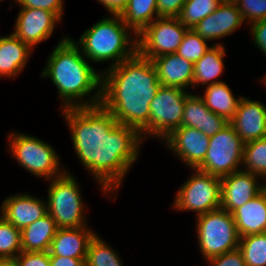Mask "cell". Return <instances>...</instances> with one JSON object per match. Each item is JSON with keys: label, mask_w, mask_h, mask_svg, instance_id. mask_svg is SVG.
Returning a JSON list of instances; mask_svg holds the SVG:
<instances>
[{"label": "cell", "mask_w": 266, "mask_h": 266, "mask_svg": "<svg viewBox=\"0 0 266 266\" xmlns=\"http://www.w3.org/2000/svg\"><path fill=\"white\" fill-rule=\"evenodd\" d=\"M76 44L71 38L64 37L48 58L41 75L50 77L56 85L59 97L64 100L63 108L98 106L101 102L102 76L82 57L84 55L80 53L79 45ZM98 87L99 91L89 98L90 101L76 102L78 99L83 100V96H87Z\"/></svg>", "instance_id": "3957f363"}, {"label": "cell", "mask_w": 266, "mask_h": 266, "mask_svg": "<svg viewBox=\"0 0 266 266\" xmlns=\"http://www.w3.org/2000/svg\"><path fill=\"white\" fill-rule=\"evenodd\" d=\"M98 2L102 3L111 15H120L127 7L129 0H98Z\"/></svg>", "instance_id": "ab89813d"}, {"label": "cell", "mask_w": 266, "mask_h": 266, "mask_svg": "<svg viewBox=\"0 0 266 266\" xmlns=\"http://www.w3.org/2000/svg\"><path fill=\"white\" fill-rule=\"evenodd\" d=\"M113 17L99 20L82 34L79 40L80 48L82 47L83 55L90 61L114 60L111 66H115L138 52L137 37L130 40V28L122 21L120 15Z\"/></svg>", "instance_id": "277c9868"}, {"label": "cell", "mask_w": 266, "mask_h": 266, "mask_svg": "<svg viewBox=\"0 0 266 266\" xmlns=\"http://www.w3.org/2000/svg\"><path fill=\"white\" fill-rule=\"evenodd\" d=\"M9 139L12 156H15L17 162L32 174L51 179L66 172L65 170L59 172V157L53 147L46 142L20 133L10 134Z\"/></svg>", "instance_id": "ba28073f"}, {"label": "cell", "mask_w": 266, "mask_h": 266, "mask_svg": "<svg viewBox=\"0 0 266 266\" xmlns=\"http://www.w3.org/2000/svg\"><path fill=\"white\" fill-rule=\"evenodd\" d=\"M240 237L266 232V187L232 212Z\"/></svg>", "instance_id": "44dd1931"}, {"label": "cell", "mask_w": 266, "mask_h": 266, "mask_svg": "<svg viewBox=\"0 0 266 266\" xmlns=\"http://www.w3.org/2000/svg\"><path fill=\"white\" fill-rule=\"evenodd\" d=\"M86 259L50 256V266H86Z\"/></svg>", "instance_id": "f35d334b"}, {"label": "cell", "mask_w": 266, "mask_h": 266, "mask_svg": "<svg viewBox=\"0 0 266 266\" xmlns=\"http://www.w3.org/2000/svg\"><path fill=\"white\" fill-rule=\"evenodd\" d=\"M62 112L80 161L102 183L104 193L117 191L145 138L136 128L119 124L101 105L63 108Z\"/></svg>", "instance_id": "6da1fadb"}, {"label": "cell", "mask_w": 266, "mask_h": 266, "mask_svg": "<svg viewBox=\"0 0 266 266\" xmlns=\"http://www.w3.org/2000/svg\"><path fill=\"white\" fill-rule=\"evenodd\" d=\"M155 13L156 15L154 16ZM120 16L126 26L137 37L139 33L159 17L157 15V0H129L127 7Z\"/></svg>", "instance_id": "484cf974"}, {"label": "cell", "mask_w": 266, "mask_h": 266, "mask_svg": "<svg viewBox=\"0 0 266 266\" xmlns=\"http://www.w3.org/2000/svg\"><path fill=\"white\" fill-rule=\"evenodd\" d=\"M187 29L178 17H158L137 35L138 53L150 60L176 53Z\"/></svg>", "instance_id": "30bf717a"}, {"label": "cell", "mask_w": 266, "mask_h": 266, "mask_svg": "<svg viewBox=\"0 0 266 266\" xmlns=\"http://www.w3.org/2000/svg\"><path fill=\"white\" fill-rule=\"evenodd\" d=\"M29 194L6 198L1 205V216L22 230L48 213L47 203Z\"/></svg>", "instance_id": "e0dca14e"}, {"label": "cell", "mask_w": 266, "mask_h": 266, "mask_svg": "<svg viewBox=\"0 0 266 266\" xmlns=\"http://www.w3.org/2000/svg\"><path fill=\"white\" fill-rule=\"evenodd\" d=\"M246 143L266 137V106L241 97L234 117L229 121Z\"/></svg>", "instance_id": "9a60e30c"}, {"label": "cell", "mask_w": 266, "mask_h": 266, "mask_svg": "<svg viewBox=\"0 0 266 266\" xmlns=\"http://www.w3.org/2000/svg\"><path fill=\"white\" fill-rule=\"evenodd\" d=\"M83 209L80 191L74 177L65 172L53 178L48 189L47 210L57 227H85L86 217L83 215Z\"/></svg>", "instance_id": "8992f818"}, {"label": "cell", "mask_w": 266, "mask_h": 266, "mask_svg": "<svg viewBox=\"0 0 266 266\" xmlns=\"http://www.w3.org/2000/svg\"><path fill=\"white\" fill-rule=\"evenodd\" d=\"M219 0H187L178 19L188 29L194 28L202 19L214 12Z\"/></svg>", "instance_id": "f1b7e54d"}, {"label": "cell", "mask_w": 266, "mask_h": 266, "mask_svg": "<svg viewBox=\"0 0 266 266\" xmlns=\"http://www.w3.org/2000/svg\"><path fill=\"white\" fill-rule=\"evenodd\" d=\"M164 140L167 141L168 147L193 169L204 161L210 143V137L188 126L173 130Z\"/></svg>", "instance_id": "5bb4252c"}, {"label": "cell", "mask_w": 266, "mask_h": 266, "mask_svg": "<svg viewBox=\"0 0 266 266\" xmlns=\"http://www.w3.org/2000/svg\"><path fill=\"white\" fill-rule=\"evenodd\" d=\"M238 249L246 266H266V232L240 237Z\"/></svg>", "instance_id": "4316f807"}, {"label": "cell", "mask_w": 266, "mask_h": 266, "mask_svg": "<svg viewBox=\"0 0 266 266\" xmlns=\"http://www.w3.org/2000/svg\"><path fill=\"white\" fill-rule=\"evenodd\" d=\"M245 143L229 123L221 131L210 137V143L204 161L196 168L216 177H224L242 164Z\"/></svg>", "instance_id": "52a82bcc"}, {"label": "cell", "mask_w": 266, "mask_h": 266, "mask_svg": "<svg viewBox=\"0 0 266 266\" xmlns=\"http://www.w3.org/2000/svg\"><path fill=\"white\" fill-rule=\"evenodd\" d=\"M224 47L220 44H213L212 47L194 63L193 88L195 85H212L222 81H213L222 75L224 69L223 58L225 55ZM207 82H210L207 84Z\"/></svg>", "instance_id": "cb8c5ba5"}, {"label": "cell", "mask_w": 266, "mask_h": 266, "mask_svg": "<svg viewBox=\"0 0 266 266\" xmlns=\"http://www.w3.org/2000/svg\"><path fill=\"white\" fill-rule=\"evenodd\" d=\"M60 20L56 14L49 10L21 8L13 34L32 48L49 38L55 24Z\"/></svg>", "instance_id": "7c38bea8"}, {"label": "cell", "mask_w": 266, "mask_h": 266, "mask_svg": "<svg viewBox=\"0 0 266 266\" xmlns=\"http://www.w3.org/2000/svg\"><path fill=\"white\" fill-rule=\"evenodd\" d=\"M242 164L246 165L245 171L266 181V137L245 143Z\"/></svg>", "instance_id": "83f0119b"}, {"label": "cell", "mask_w": 266, "mask_h": 266, "mask_svg": "<svg viewBox=\"0 0 266 266\" xmlns=\"http://www.w3.org/2000/svg\"><path fill=\"white\" fill-rule=\"evenodd\" d=\"M0 266H18L16 258H0Z\"/></svg>", "instance_id": "60d3db41"}, {"label": "cell", "mask_w": 266, "mask_h": 266, "mask_svg": "<svg viewBox=\"0 0 266 266\" xmlns=\"http://www.w3.org/2000/svg\"><path fill=\"white\" fill-rule=\"evenodd\" d=\"M116 253L95 234L89 242L85 264L86 266H123Z\"/></svg>", "instance_id": "f546056e"}, {"label": "cell", "mask_w": 266, "mask_h": 266, "mask_svg": "<svg viewBox=\"0 0 266 266\" xmlns=\"http://www.w3.org/2000/svg\"><path fill=\"white\" fill-rule=\"evenodd\" d=\"M251 34L254 36L255 45L261 49L266 56V19L251 24Z\"/></svg>", "instance_id": "74e56055"}, {"label": "cell", "mask_w": 266, "mask_h": 266, "mask_svg": "<svg viewBox=\"0 0 266 266\" xmlns=\"http://www.w3.org/2000/svg\"><path fill=\"white\" fill-rule=\"evenodd\" d=\"M58 230L54 219L47 213L21 230V246L24 252L49 251L51 241Z\"/></svg>", "instance_id": "603a6c76"}, {"label": "cell", "mask_w": 266, "mask_h": 266, "mask_svg": "<svg viewBox=\"0 0 266 266\" xmlns=\"http://www.w3.org/2000/svg\"><path fill=\"white\" fill-rule=\"evenodd\" d=\"M220 4H236L237 0H219Z\"/></svg>", "instance_id": "b9f144b4"}, {"label": "cell", "mask_w": 266, "mask_h": 266, "mask_svg": "<svg viewBox=\"0 0 266 266\" xmlns=\"http://www.w3.org/2000/svg\"><path fill=\"white\" fill-rule=\"evenodd\" d=\"M197 236L205 259L238 248L240 236L232 213L221 208L197 216Z\"/></svg>", "instance_id": "5b68a950"}, {"label": "cell", "mask_w": 266, "mask_h": 266, "mask_svg": "<svg viewBox=\"0 0 266 266\" xmlns=\"http://www.w3.org/2000/svg\"><path fill=\"white\" fill-rule=\"evenodd\" d=\"M17 2L22 8L49 10L62 18L63 0H18Z\"/></svg>", "instance_id": "836d02e7"}, {"label": "cell", "mask_w": 266, "mask_h": 266, "mask_svg": "<svg viewBox=\"0 0 266 266\" xmlns=\"http://www.w3.org/2000/svg\"><path fill=\"white\" fill-rule=\"evenodd\" d=\"M189 95L181 88L159 87L150 103V135L165 138L182 126L185 100Z\"/></svg>", "instance_id": "8fae6325"}, {"label": "cell", "mask_w": 266, "mask_h": 266, "mask_svg": "<svg viewBox=\"0 0 266 266\" xmlns=\"http://www.w3.org/2000/svg\"><path fill=\"white\" fill-rule=\"evenodd\" d=\"M187 0H157L159 17H178Z\"/></svg>", "instance_id": "8d00e7d4"}, {"label": "cell", "mask_w": 266, "mask_h": 266, "mask_svg": "<svg viewBox=\"0 0 266 266\" xmlns=\"http://www.w3.org/2000/svg\"><path fill=\"white\" fill-rule=\"evenodd\" d=\"M178 210L196 211L197 216L221 206V178L195 169L179 189L174 205Z\"/></svg>", "instance_id": "9c48e42d"}, {"label": "cell", "mask_w": 266, "mask_h": 266, "mask_svg": "<svg viewBox=\"0 0 266 266\" xmlns=\"http://www.w3.org/2000/svg\"><path fill=\"white\" fill-rule=\"evenodd\" d=\"M229 124V121L213 113L201 96L189 95L185 100L182 126L196 128L208 137L214 136Z\"/></svg>", "instance_id": "ac0fdd59"}, {"label": "cell", "mask_w": 266, "mask_h": 266, "mask_svg": "<svg viewBox=\"0 0 266 266\" xmlns=\"http://www.w3.org/2000/svg\"><path fill=\"white\" fill-rule=\"evenodd\" d=\"M243 21L236 4H220L214 12L202 19L193 30L208 42L232 34Z\"/></svg>", "instance_id": "2e32d148"}, {"label": "cell", "mask_w": 266, "mask_h": 266, "mask_svg": "<svg viewBox=\"0 0 266 266\" xmlns=\"http://www.w3.org/2000/svg\"><path fill=\"white\" fill-rule=\"evenodd\" d=\"M161 86L185 87L193 85L194 63L177 53L156 57L153 60Z\"/></svg>", "instance_id": "d6986e66"}, {"label": "cell", "mask_w": 266, "mask_h": 266, "mask_svg": "<svg viewBox=\"0 0 266 266\" xmlns=\"http://www.w3.org/2000/svg\"><path fill=\"white\" fill-rule=\"evenodd\" d=\"M95 236L86 227L58 228L49 248L50 256L86 259L90 240Z\"/></svg>", "instance_id": "ffe728a7"}, {"label": "cell", "mask_w": 266, "mask_h": 266, "mask_svg": "<svg viewBox=\"0 0 266 266\" xmlns=\"http://www.w3.org/2000/svg\"><path fill=\"white\" fill-rule=\"evenodd\" d=\"M21 252V230L0 215V258H16Z\"/></svg>", "instance_id": "4dcf8cb0"}, {"label": "cell", "mask_w": 266, "mask_h": 266, "mask_svg": "<svg viewBox=\"0 0 266 266\" xmlns=\"http://www.w3.org/2000/svg\"><path fill=\"white\" fill-rule=\"evenodd\" d=\"M206 41L193 28L187 29L176 53L180 57L195 63L210 49Z\"/></svg>", "instance_id": "1f68e13d"}, {"label": "cell", "mask_w": 266, "mask_h": 266, "mask_svg": "<svg viewBox=\"0 0 266 266\" xmlns=\"http://www.w3.org/2000/svg\"><path fill=\"white\" fill-rule=\"evenodd\" d=\"M18 266H50V255L48 251L43 252H24L17 257Z\"/></svg>", "instance_id": "e575fe53"}, {"label": "cell", "mask_w": 266, "mask_h": 266, "mask_svg": "<svg viewBox=\"0 0 266 266\" xmlns=\"http://www.w3.org/2000/svg\"><path fill=\"white\" fill-rule=\"evenodd\" d=\"M33 50L13 33L0 37V77H16L21 72Z\"/></svg>", "instance_id": "7402d4cb"}, {"label": "cell", "mask_w": 266, "mask_h": 266, "mask_svg": "<svg viewBox=\"0 0 266 266\" xmlns=\"http://www.w3.org/2000/svg\"><path fill=\"white\" fill-rule=\"evenodd\" d=\"M201 98L213 113L225 117L228 121L234 117L241 99V97L236 99L229 86L223 81L208 84Z\"/></svg>", "instance_id": "d4e9b609"}, {"label": "cell", "mask_w": 266, "mask_h": 266, "mask_svg": "<svg viewBox=\"0 0 266 266\" xmlns=\"http://www.w3.org/2000/svg\"><path fill=\"white\" fill-rule=\"evenodd\" d=\"M258 177L243 169L222 177L220 208L232 213L257 196L266 187L258 184Z\"/></svg>", "instance_id": "4fadbf2b"}, {"label": "cell", "mask_w": 266, "mask_h": 266, "mask_svg": "<svg viewBox=\"0 0 266 266\" xmlns=\"http://www.w3.org/2000/svg\"><path fill=\"white\" fill-rule=\"evenodd\" d=\"M102 74L100 105L119 124L150 135V103L161 86L153 61L137 52Z\"/></svg>", "instance_id": "7a4b0ae2"}, {"label": "cell", "mask_w": 266, "mask_h": 266, "mask_svg": "<svg viewBox=\"0 0 266 266\" xmlns=\"http://www.w3.org/2000/svg\"><path fill=\"white\" fill-rule=\"evenodd\" d=\"M214 266H246L241 251L237 248L207 260Z\"/></svg>", "instance_id": "d590c367"}, {"label": "cell", "mask_w": 266, "mask_h": 266, "mask_svg": "<svg viewBox=\"0 0 266 266\" xmlns=\"http://www.w3.org/2000/svg\"><path fill=\"white\" fill-rule=\"evenodd\" d=\"M236 6L242 18L250 20V24L266 19V0H237Z\"/></svg>", "instance_id": "d6a6232c"}]
</instances>
